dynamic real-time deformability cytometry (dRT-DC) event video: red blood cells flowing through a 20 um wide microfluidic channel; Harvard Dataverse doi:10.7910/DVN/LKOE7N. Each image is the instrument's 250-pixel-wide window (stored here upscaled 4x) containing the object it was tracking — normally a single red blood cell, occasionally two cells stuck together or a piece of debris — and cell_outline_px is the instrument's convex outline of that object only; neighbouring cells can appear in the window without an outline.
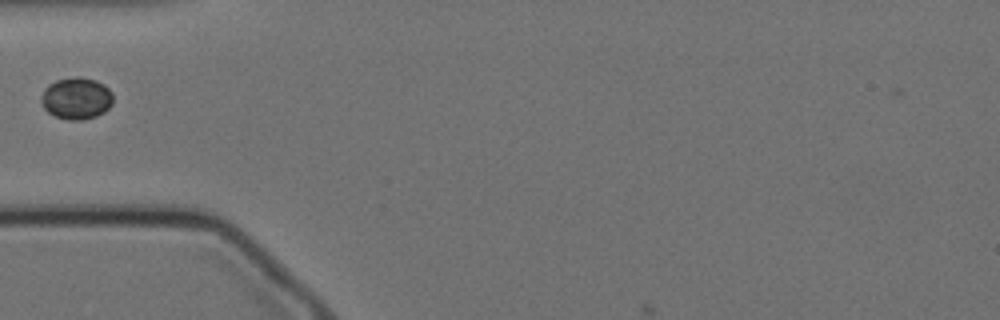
{"species": "Egyptian fruit bat (a non-hibernating species)", "species_latin": "Rousettus aegyptiacus", "temperature_condition": "cold", "stored_images_in_passage": 24, "camera_frame_rate_fps": 3000, "um_per_image_px": 0.085, "animal": {"sex": "female"}, "frame": {"image": 1, "passage_image": 1, "time_ms": 0.0, "image_size_px": [1000, 320], "cell_outline_px": [[112, 104], [104, 112], [96, 116], [84, 120], [68, 120], [56, 116], [48, 112], [44, 108], [40, 100], [44, 88], [48, 84], [56, 80], [96, 80], [104, 84], [112, 92]], "centroid_in_image_um": [6.49, 8.41], "position_along_channel_um": 78.5, "area_um2": 17.05}}
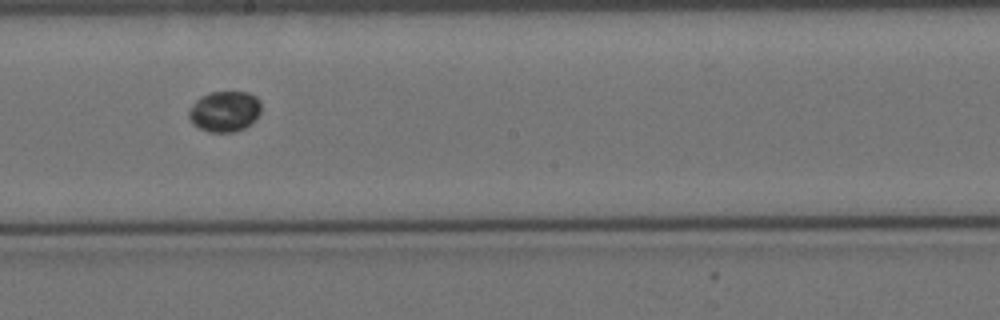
{"frame": {"image": 2, "passage_image": 14, "time_ms": 4.333, "image_size_px": [1000, 320], "cell_outline_px": [[260, 112], [244, 128], [236, 132], [208, 132], [192, 124], [188, 116], [188, 112], [192, 104], [200, 96], [212, 92], [248, 92], [256, 96], [260, 100]], "centroid_in_image_um": [19.06, 9.46], "position_along_channel_um": 229.1, "area_um2": 17.11}}
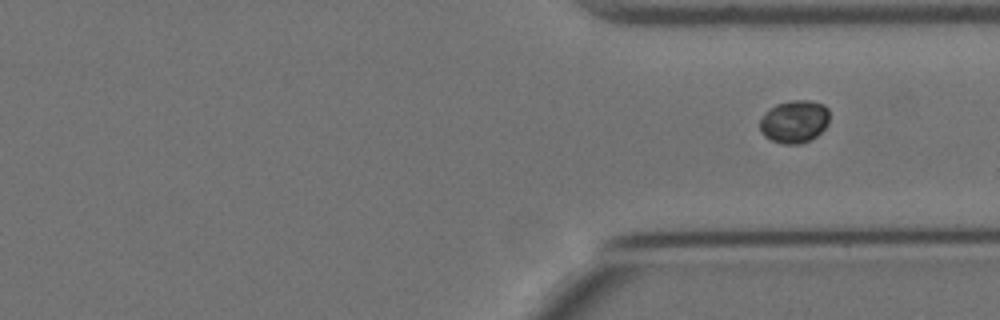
{"frame": {"image": 3, "passage_image": 24, "time_ms": 7.667, "image_size_px": [1000, 320], "cell_outline_px": [[828, 124], [816, 136], [800, 144], [784, 144], [772, 140], [764, 136], [760, 128], [760, 120], [764, 112], [768, 108], [776, 104], [792, 100], [808, 100], [824, 104], [828, 108]], "centroid_in_image_um": [67.51, 10.31], "position_along_channel_um": 343.9, "area_um2": 17.34}}